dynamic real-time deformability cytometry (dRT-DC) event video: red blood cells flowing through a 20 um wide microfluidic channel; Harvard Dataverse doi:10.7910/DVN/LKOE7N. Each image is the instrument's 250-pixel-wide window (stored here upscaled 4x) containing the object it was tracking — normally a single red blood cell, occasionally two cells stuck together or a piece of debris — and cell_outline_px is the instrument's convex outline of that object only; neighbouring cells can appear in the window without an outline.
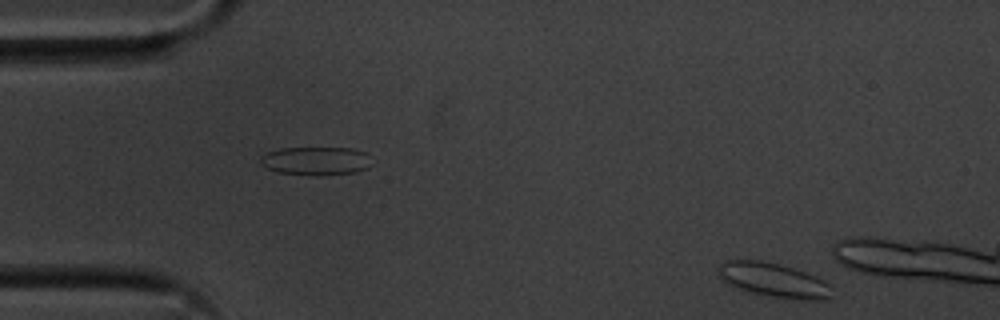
{"species": "common noctule bat (a hibernating species)", "species_latin": "Nyctalus noctula", "temperature_condition": "cold", "stored_images_in_passage": 9, "camera_frame_rate_fps": 3000, "um_per_image_px": 0.085, "animal": {"sex": "male", "body_mass_g": 20.1, "forearm_length_mm": 53.5}, "frame": {"image": 1, "passage_image": 1, "time_ms": 0.0, "image_size_px": [1000, 320], "cell_outline_px": [[832, 296], [824, 300], [800, 300], [772, 296], [752, 292], [728, 284], [720, 280], [716, 268], [724, 260], [760, 260], [780, 264], [816, 276], [824, 280], [828, 284]], "centroid_in_image_um": [65.72, 23.79], "position_along_channel_um": 19.3, "area_um2": 22.6}}